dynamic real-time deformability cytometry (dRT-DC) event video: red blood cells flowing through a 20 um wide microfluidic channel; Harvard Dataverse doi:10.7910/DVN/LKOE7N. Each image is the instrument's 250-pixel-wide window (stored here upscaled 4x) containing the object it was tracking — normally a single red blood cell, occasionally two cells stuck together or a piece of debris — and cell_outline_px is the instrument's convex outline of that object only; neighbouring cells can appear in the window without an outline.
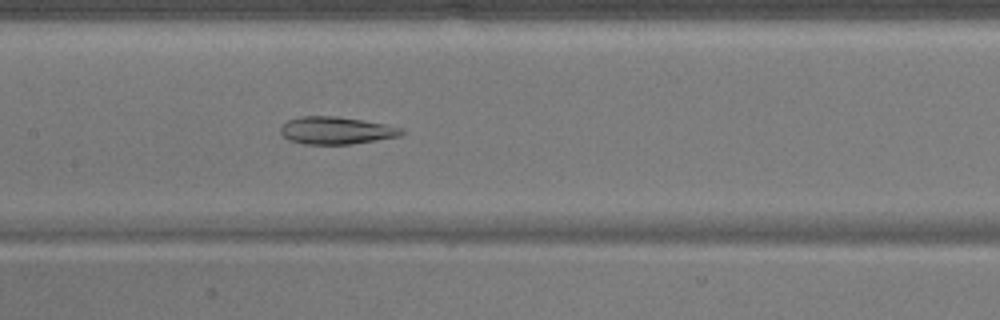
{"species": "common noctule bat (a hibernating species)", "species_latin": "Nyctalus noctula", "temperature_condition": "warm", "stored_images_in_passage": 50, "camera_frame_rate_fps": 3000, "um_per_image_px": 0.085, "animal": {"sex": "male", "body_mass_g": 17.9}, "frame": {"image": 1, "passage_image": 25, "time_ms": 8.0, "image_size_px": [1000, 320], "cell_outline_px": [[404, 132], [400, 136], [352, 144], [304, 144], [288, 140], [280, 132], [280, 128], [288, 120], [300, 116], [336, 116], [384, 124], [404, 128]], "centroid_in_image_um": [28.57, 11.09], "position_along_channel_um": 178.8, "area_um2": 19.25}}
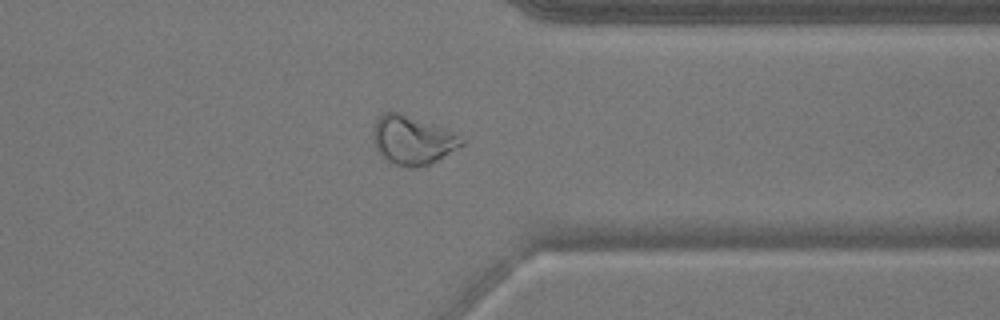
{"frame": {"image": 2, "passage_image": 40, "time_ms": 13.0, "image_size_px": [1000, 320], "cell_outline_px": [[464, 144], [436, 160], [428, 164], [416, 168], [412, 168], [396, 164], [384, 160], [380, 156], [376, 148], [372, 136], [372, 128], [376, 120], [384, 112], [400, 112], [448, 132], [464, 140]], "centroid_in_image_um": [34.95, 11.93], "position_along_channel_um": 376.5, "area_um2": 24.39}}
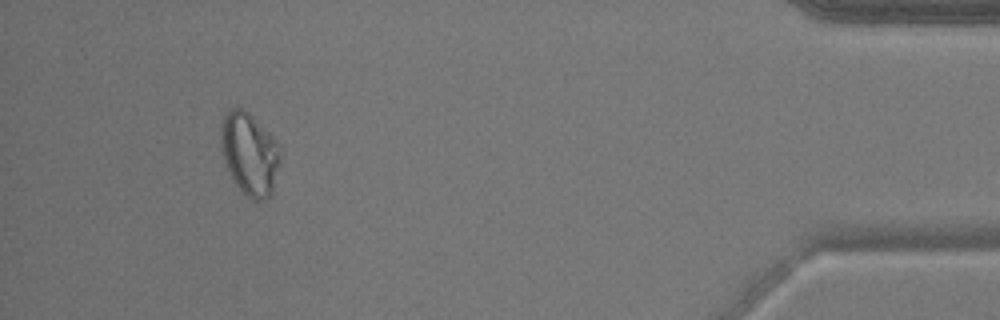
{"frame": {"image": 3, "passage_image": 47, "time_ms": 15.333, "image_size_px": [1000, 320], "cell_outline_px": [[280, 160], [272, 192], [264, 200], [252, 200], [244, 196], [240, 192], [224, 160], [220, 148], [220, 132], [224, 116], [232, 108], [244, 108], [280, 144]], "centroid_in_image_um": [21.21, 13.09], "position_along_channel_um": 414.0, "area_um2": 28.5}}